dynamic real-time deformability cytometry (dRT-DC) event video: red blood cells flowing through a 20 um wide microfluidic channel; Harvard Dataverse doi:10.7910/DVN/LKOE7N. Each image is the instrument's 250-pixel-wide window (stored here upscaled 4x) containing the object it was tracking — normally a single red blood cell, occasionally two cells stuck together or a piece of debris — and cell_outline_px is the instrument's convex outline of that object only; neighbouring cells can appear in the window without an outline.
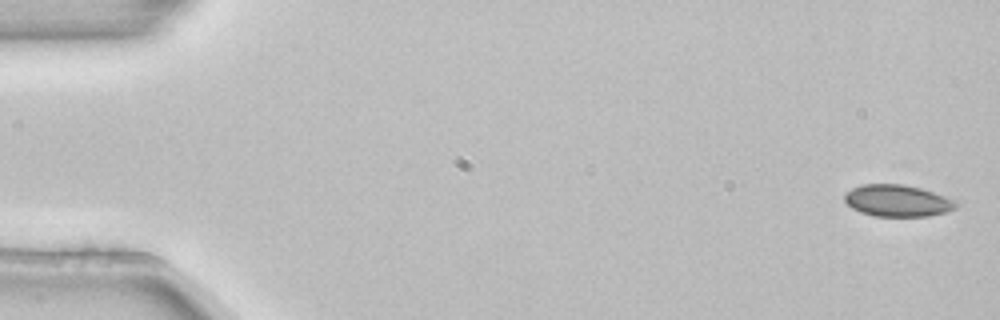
{"species": "common noctule bat (a hibernating species)", "species_latin": "Nyctalus noctula", "temperature_condition": "room temperature", "stored_images_in_passage": 7, "camera_frame_rate_fps": 3000, "um_per_image_px": 0.085, "animal": {"sex": "female", "body_mass_g": 22.7, "forearm_length_mm": 54.2}, "frame": {"image": 1, "passage_image": 1, "time_ms": 0.0, "image_size_px": [1000, 320], "cell_outline_px": [[960, 204], [956, 208], [944, 212], [928, 216], [872, 216], [860, 212], [852, 208], [844, 200], [844, 192], [852, 188], [864, 184], [904, 184], [920, 188], [944, 196]], "centroid_in_image_um": [76.24, 17.06], "position_along_channel_um": 8.8, "area_um2": 20.58}}
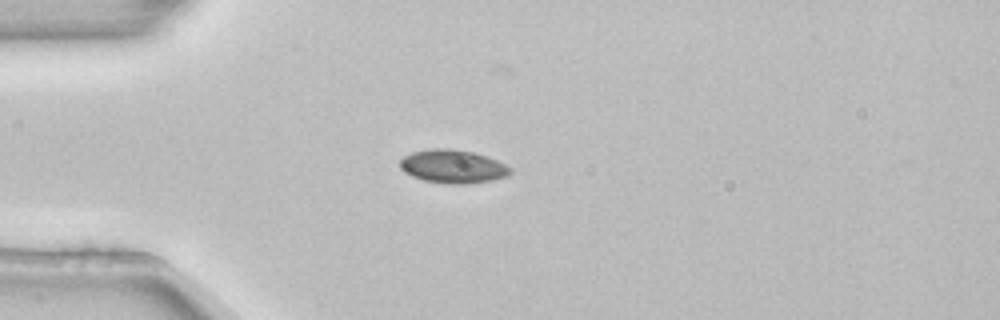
{"frame": {"image": 2, "passage_image": 3, "time_ms": 0.667, "image_size_px": [1000, 320], "cell_outline_px": [[512, 172], [508, 176], [492, 180], [464, 184], [444, 184], [424, 180], [412, 176], [404, 172], [400, 168], [400, 160], [404, 156], [412, 152], [432, 148], [448, 148], [472, 152], [488, 156], [512, 168]], "centroid_in_image_um": [38.49, 14.15], "position_along_channel_um": 46.5, "area_um2": 21.56}}